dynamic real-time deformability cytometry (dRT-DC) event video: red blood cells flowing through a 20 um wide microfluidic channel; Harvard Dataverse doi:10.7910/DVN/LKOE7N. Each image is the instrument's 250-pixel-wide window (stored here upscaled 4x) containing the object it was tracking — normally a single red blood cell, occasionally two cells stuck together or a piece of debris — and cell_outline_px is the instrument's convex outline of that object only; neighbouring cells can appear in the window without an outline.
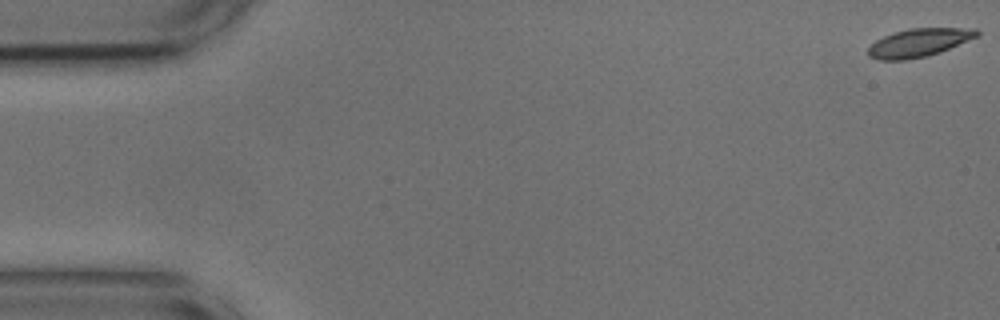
{"species": "common noctule bat (a hibernating species)", "species_latin": "Nyctalus noctula", "temperature_condition": "cold", "stored_images_in_passage": 55, "camera_frame_rate_fps": 3000, "um_per_image_px": 0.085, "animal": {"sex": "male", "body_mass_g": 17.9, "forearm_length_mm": 54.2}, "frame": {"image": 1, "passage_image": 1, "time_ms": 0.0, "image_size_px": [1000, 320], "cell_outline_px": [[980, 36], [940, 52], [924, 56], [904, 60], [880, 60], [868, 56], [868, 48], [876, 40], [884, 36], [908, 28], [976, 28], [980, 32]], "centroid_in_image_um": [78.14, 3.62], "position_along_channel_um": 6.9, "area_um2": 17.86}}
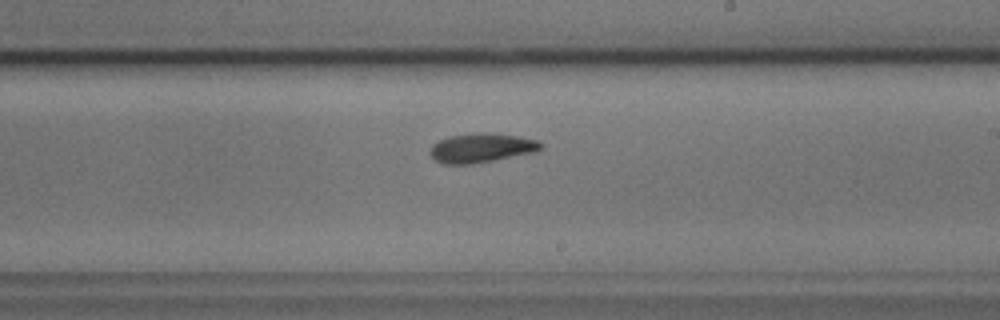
{"frame": {"image": 2, "passage_image": 32, "time_ms": 10.333, "image_size_px": [1000, 320], "cell_outline_px": [[544, 148], [536, 152], [496, 160], [472, 164], [444, 164], [436, 160], [428, 152], [432, 144], [448, 136], [480, 132], [496, 132], [540, 140], [544, 144]], "centroid_in_image_um": [40.98, 12.56], "position_along_channel_um": 248.0, "area_um2": 19.36}}
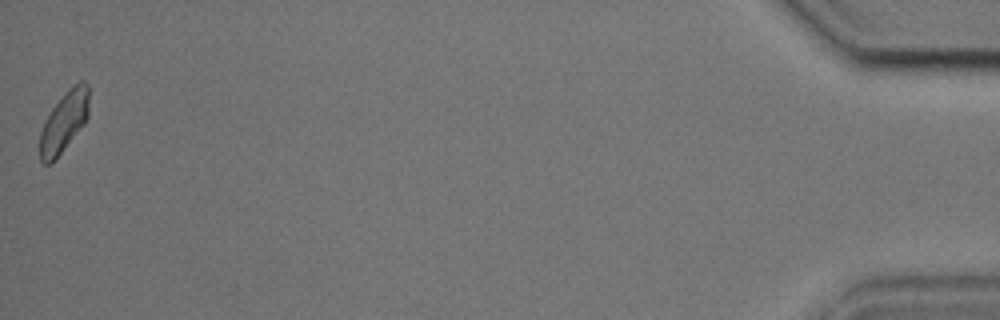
{"frame": {"image": 3, "passage_image": 55, "time_ms": 18.0, "image_size_px": [1000, 320], "cell_outline_px": [[88, 116], [84, 124], [52, 164], [44, 164], [40, 160], [40, 132], [44, 120], [52, 108], [68, 88], [72, 84], [80, 80], [84, 80], [88, 84]], "centroid_in_image_um": [5.44, 10.34], "position_along_channel_um": 429.8, "area_um2": 17.46}, "authors_computed_cell_mechanics": {"area_um2": 18.3226, "velocity_mm_per_s": 3.6299, "shape_relaxation_time_tau1_ms": 2.5586, "shape_relaxation_time_tau2_ms": null, "deformation_change_tau1": 0.0991, "deformation_change_tau2": null}}